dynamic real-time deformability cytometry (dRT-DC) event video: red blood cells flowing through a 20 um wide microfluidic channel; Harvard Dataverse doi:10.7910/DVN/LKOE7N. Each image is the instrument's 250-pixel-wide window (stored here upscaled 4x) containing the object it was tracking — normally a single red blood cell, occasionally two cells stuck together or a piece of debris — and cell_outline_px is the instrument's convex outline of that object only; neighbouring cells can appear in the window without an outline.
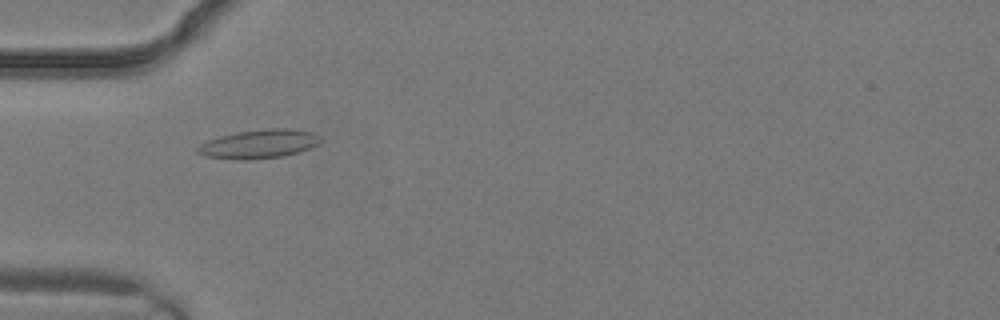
{"species": "common noctule bat (a hibernating species)", "species_latin": "Nyctalus noctula", "temperature_condition": "warm", "stored_images_in_passage": 3, "camera_frame_rate_fps": 3000, "um_per_image_px": 0.085, "animal": {"sex": "male", "body_mass_g": 19.2, "forearm_length_mm": 51.8}, "frame": {"image": 1, "passage_image": 3, "time_ms": 0.667, "image_size_px": [1000, 320], "cell_outline_px": [[324, 140], [320, 144], [284, 156], [248, 160], [236, 160], [204, 156], [196, 152], [196, 148], [200, 144], [208, 140], [220, 136], [236, 132], [268, 128], [292, 128], [312, 132], [320, 136]], "centroid_in_image_um": [22.02, 12.23], "position_along_channel_um": 63.0, "area_um2": 20.87}}